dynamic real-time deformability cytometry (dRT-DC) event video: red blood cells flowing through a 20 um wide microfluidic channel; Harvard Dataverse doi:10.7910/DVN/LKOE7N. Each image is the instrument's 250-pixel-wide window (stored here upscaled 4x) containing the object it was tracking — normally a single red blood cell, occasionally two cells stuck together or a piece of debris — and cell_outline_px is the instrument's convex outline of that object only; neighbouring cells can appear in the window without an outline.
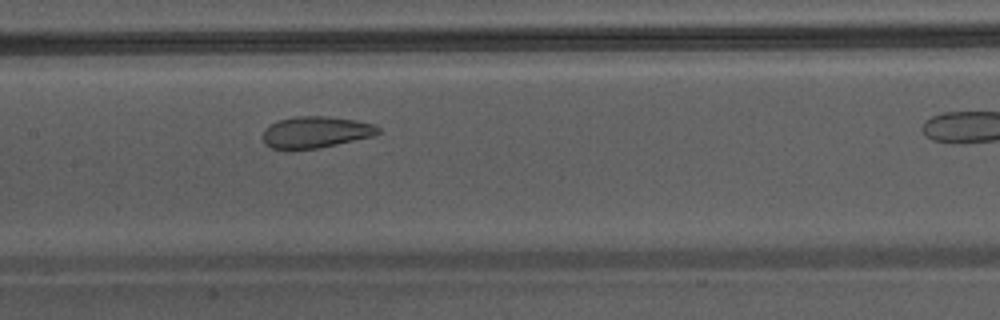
{"species": "Egyptian fruit bat (a non-hibernating species)", "species_latin": "Rousettus aegyptiacus", "temperature_condition": "warm", "stored_images_in_passage": 27, "camera_frame_rate_fps": 3000, "um_per_image_px": 0.085, "animal": {"sex": "male"}, "frame": {"image": 1, "passage_image": 12, "time_ms": 3.667, "image_size_px": [1000, 320], "cell_outline_px": [[380, 132], [376, 136], [316, 148], [272, 148], [264, 144], [264, 128], [280, 120], [296, 116], [328, 116], [356, 120], [372, 124], [380, 128]], "centroid_in_image_um": [26.88, 11.22], "position_along_channel_um": 180.5, "area_um2": 20.87}}